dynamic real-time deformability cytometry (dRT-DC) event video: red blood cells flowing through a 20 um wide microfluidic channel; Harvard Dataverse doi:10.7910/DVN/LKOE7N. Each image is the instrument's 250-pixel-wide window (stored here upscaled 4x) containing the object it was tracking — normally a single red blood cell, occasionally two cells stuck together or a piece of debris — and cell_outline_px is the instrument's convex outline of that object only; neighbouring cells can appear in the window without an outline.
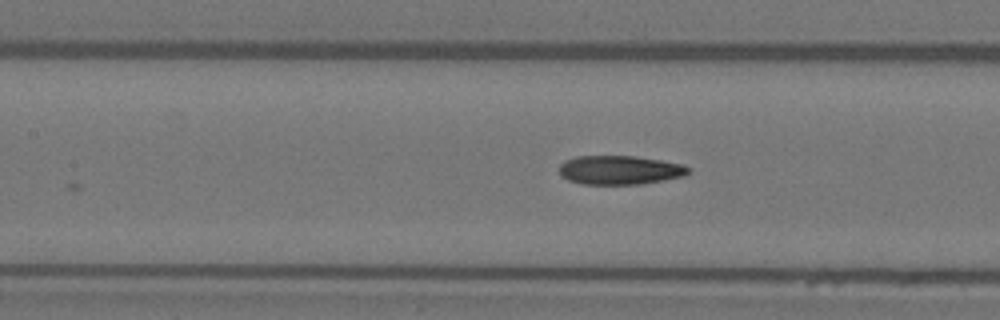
{"species": "Egyptian fruit bat (a non-hibernating species)", "species_latin": "Rousettus aegyptiacus", "temperature_condition": "warm", "stored_images_in_passage": 4, "camera_frame_rate_fps": 3000, "um_per_image_px": 0.085, "animal": {"sex": "female"}, "frame": {"image": 1, "passage_image": 4, "time_ms": 3.667, "image_size_px": [1000, 320], "cell_outline_px": [[692, 168], [684, 176], [664, 180], [640, 184], [584, 184], [568, 180], [560, 176], [560, 164], [564, 160], [576, 156], [632, 156], [660, 160], [684, 164]], "centroid_in_image_um": [52.68, 14.45], "position_along_channel_um": 154.7, "area_um2": 21.85}}